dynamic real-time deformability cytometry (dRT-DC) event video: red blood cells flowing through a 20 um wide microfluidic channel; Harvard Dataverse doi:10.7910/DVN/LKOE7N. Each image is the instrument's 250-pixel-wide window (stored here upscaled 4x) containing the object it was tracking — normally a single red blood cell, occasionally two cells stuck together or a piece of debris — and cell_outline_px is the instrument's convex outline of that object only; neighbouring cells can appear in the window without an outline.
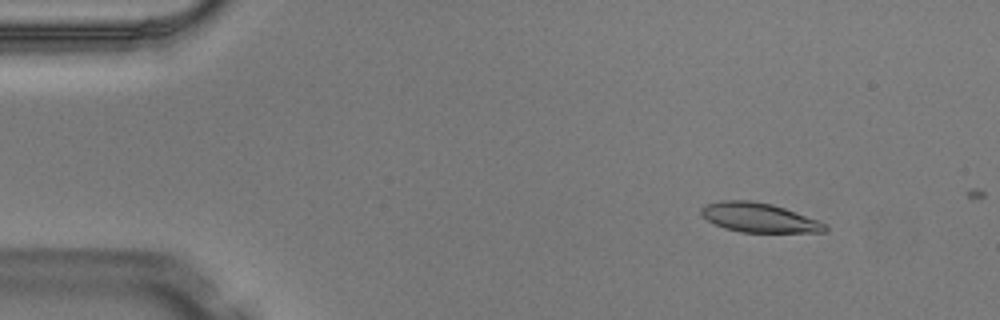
{"species": "Egyptian fruit bat (a non-hibernating species)", "species_latin": "Rousettus aegyptiacus", "temperature_condition": "warm", "stored_images_in_passage": 3, "camera_frame_rate_fps": 3000, "um_per_image_px": 0.085, "animal": {"sex": "male"}, "frame": {"image": 1, "passage_image": 2, "time_ms": 0.333, "image_size_px": [1000, 320], "cell_outline_px": [[828, 228], [824, 232], [740, 232], [724, 228], [700, 216], [700, 208], [708, 204], [720, 200], [748, 200], [772, 204], [820, 220], [828, 224]], "centroid_in_image_um": [64.53, 18.5], "position_along_channel_um": 20.5, "area_um2": 21.27}}